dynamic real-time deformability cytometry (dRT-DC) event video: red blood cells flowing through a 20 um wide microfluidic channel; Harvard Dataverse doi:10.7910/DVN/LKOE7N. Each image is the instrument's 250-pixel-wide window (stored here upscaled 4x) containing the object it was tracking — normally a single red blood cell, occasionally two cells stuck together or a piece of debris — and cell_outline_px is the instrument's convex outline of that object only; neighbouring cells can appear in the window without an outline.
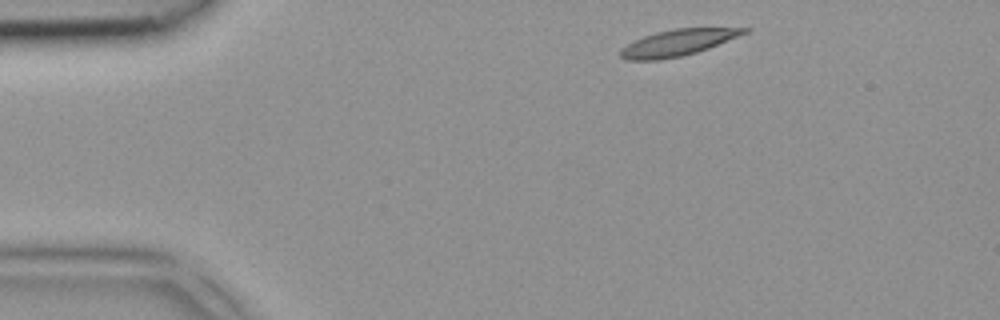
{"species": "common noctule bat (a hibernating species)", "species_latin": "Nyctalus noctula", "temperature_condition": "room temperature", "stored_images_in_passage": 1, "camera_frame_rate_fps": 3000, "um_per_image_px": 0.085, "animal": {"sex": "female", "body_mass_g": 18.4}, "frame": {"image": 1, "passage_image": 1, "time_ms": 0.0, "image_size_px": [1000, 320], "cell_outline_px": [[752, 28], [748, 32], [708, 48], [696, 52], [680, 56], [660, 60], [624, 60], [620, 56], [620, 48], [644, 36], [656, 32], [676, 28]], "centroid_in_image_um": [57.58, 3.63], "position_along_channel_um": 27.4, "area_um2": 18.73}}